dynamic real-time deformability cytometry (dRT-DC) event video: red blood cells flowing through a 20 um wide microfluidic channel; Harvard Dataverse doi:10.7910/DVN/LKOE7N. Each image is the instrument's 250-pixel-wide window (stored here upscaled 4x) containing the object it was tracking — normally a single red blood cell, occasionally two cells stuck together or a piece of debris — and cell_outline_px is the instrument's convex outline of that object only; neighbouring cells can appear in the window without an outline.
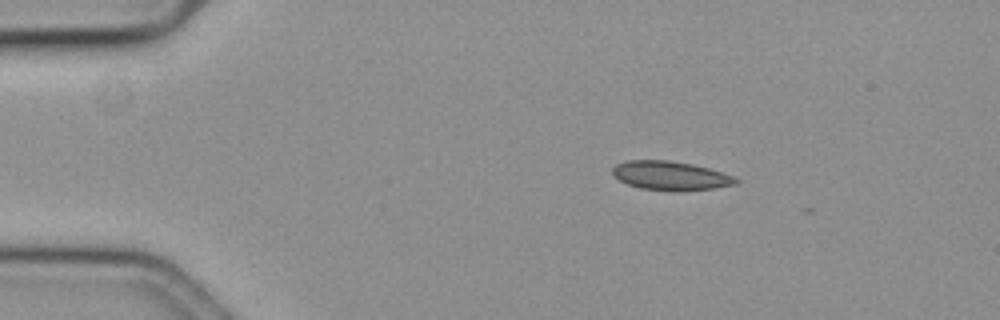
{"species": "common noctule bat (a hibernating species)", "species_latin": "Nyctalus noctula", "temperature_condition": "cold", "stored_images_in_passage": 3, "camera_frame_rate_fps": 3000, "um_per_image_px": 0.085, "animal": {"sex": "female", "body_mass_g": 19.3, "forearm_length_mm": 54.1}, "frame": {"image": 1, "passage_image": 1, "time_ms": 0.0, "image_size_px": [1000, 320], "cell_outline_px": [[740, 180], [736, 184], [716, 188], [680, 192], [676, 192], [640, 188], [628, 184], [612, 176], [612, 168], [616, 164], [628, 160], [668, 160], [692, 164], [708, 168], [736, 176]], "centroid_in_image_um": [57.02, 14.95], "position_along_channel_um": 28.0, "area_um2": 21.15}}